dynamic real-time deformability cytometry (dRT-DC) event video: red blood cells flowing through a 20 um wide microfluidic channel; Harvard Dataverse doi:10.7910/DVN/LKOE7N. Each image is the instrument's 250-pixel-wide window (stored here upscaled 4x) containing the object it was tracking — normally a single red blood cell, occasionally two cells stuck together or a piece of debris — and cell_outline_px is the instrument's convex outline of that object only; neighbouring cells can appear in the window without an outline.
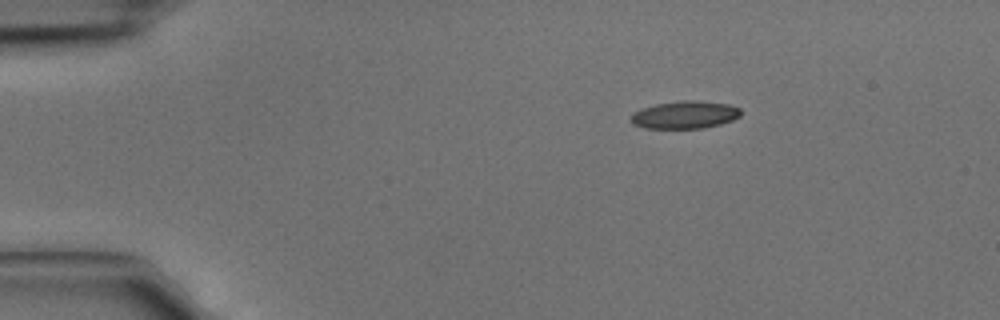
{"species": "common noctule bat (a hibernating species)", "species_latin": "Nyctalus noctula", "temperature_condition": "cold", "stored_images_in_passage": 3, "camera_frame_rate_fps": 3000, "um_per_image_px": 0.085, "animal": {"sex": "male", "body_mass_g": 15.6}, "frame": {"image": 1, "passage_image": 1, "time_ms": 0.0, "image_size_px": [1000, 320], "cell_outline_px": [[740, 116], [732, 120], [720, 124], [704, 128], [644, 128], [632, 124], [632, 112], [640, 108], [656, 104], [684, 100], [696, 100], [728, 104], [740, 108]], "centroid_in_image_um": [58.2, 9.75], "position_along_channel_um": 26.8, "area_um2": 17.69}}